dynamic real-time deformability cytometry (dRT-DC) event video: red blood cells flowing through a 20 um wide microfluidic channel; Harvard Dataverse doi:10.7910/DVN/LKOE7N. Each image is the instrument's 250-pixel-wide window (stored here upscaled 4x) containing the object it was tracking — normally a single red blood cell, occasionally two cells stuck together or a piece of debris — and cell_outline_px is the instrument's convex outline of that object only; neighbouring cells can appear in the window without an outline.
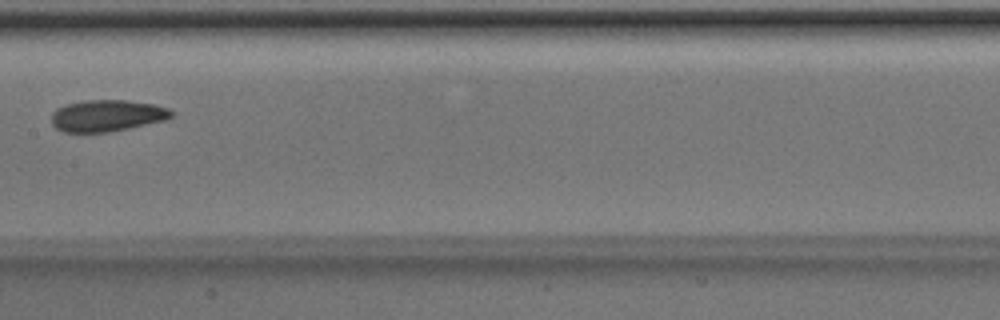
{"species": "Egyptian fruit bat (a non-hibernating species)", "species_latin": "Rousettus aegyptiacus", "temperature_condition": "room temperature", "stored_images_in_passage": 7, "camera_frame_rate_fps": 3000, "um_per_image_px": 0.085, "animal": {"sex": "male"}, "frame": {"image": 1, "passage_image": 7, "time_ms": 2.0, "image_size_px": [1000, 320], "cell_outline_px": [[172, 116], [168, 120], [108, 132], [84, 136], [64, 132], [56, 128], [52, 124], [52, 112], [56, 108], [64, 104], [88, 100], [128, 100], [152, 104], [168, 108], [172, 112]], "centroid_in_image_um": [9.03, 9.87], "position_along_channel_um": 198.4, "area_um2": 22.77}}